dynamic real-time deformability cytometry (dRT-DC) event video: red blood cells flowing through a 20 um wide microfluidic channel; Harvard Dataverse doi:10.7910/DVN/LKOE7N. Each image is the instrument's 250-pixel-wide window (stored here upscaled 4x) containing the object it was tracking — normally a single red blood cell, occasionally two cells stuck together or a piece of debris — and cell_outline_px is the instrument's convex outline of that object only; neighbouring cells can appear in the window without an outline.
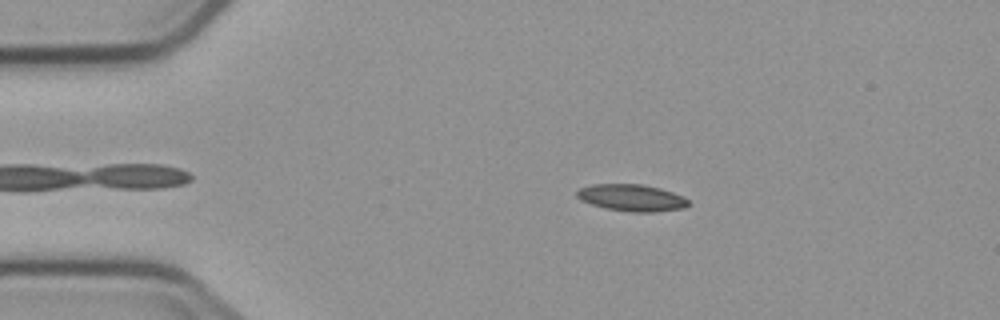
{"species": "common noctule bat (a hibernating species)", "species_latin": "Nyctalus noctula", "temperature_condition": "cold", "stored_images_in_passage": 4, "camera_frame_rate_fps": 3000, "um_per_image_px": 0.085, "animal": {"sex": "male", "body_mass_g": 23.1, "forearm_length_mm": 52.7}, "frame": {"image": 1, "passage_image": 2, "time_ms": 1.333, "image_size_px": [1000, 320], "cell_outline_px": [[688, 204], [684, 208], [656, 212], [632, 212], [604, 208], [580, 200], [576, 196], [576, 192], [580, 188], [592, 184], [644, 184], [660, 188], [684, 196], [688, 200]], "centroid_in_image_um": [53.69, 16.81], "position_along_channel_um": 31.3, "area_um2": 17.51}}
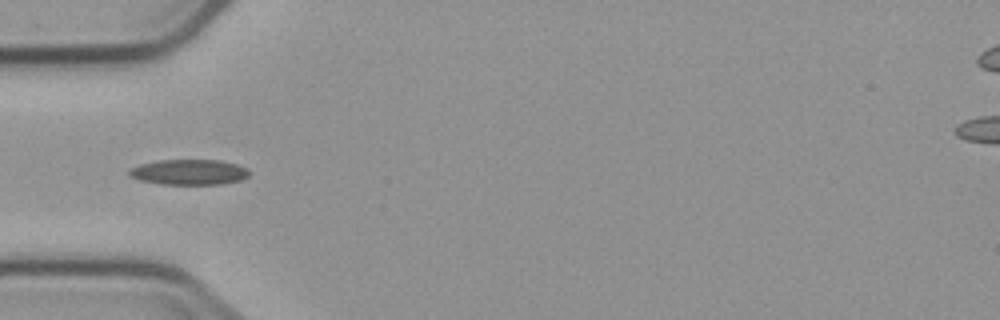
{"frame": {"image": 2, "passage_image": 4, "time_ms": 3.667, "image_size_px": [1000, 320], "cell_outline_px": [[248, 176], [240, 180], [220, 184], [164, 184], [140, 180], [128, 176], [128, 172], [132, 168], [140, 164], [160, 160], [220, 160], [236, 164], [248, 168]], "centroid_in_image_um": [16.07, 14.62], "position_along_channel_um": 68.9, "area_um2": 17.63}}